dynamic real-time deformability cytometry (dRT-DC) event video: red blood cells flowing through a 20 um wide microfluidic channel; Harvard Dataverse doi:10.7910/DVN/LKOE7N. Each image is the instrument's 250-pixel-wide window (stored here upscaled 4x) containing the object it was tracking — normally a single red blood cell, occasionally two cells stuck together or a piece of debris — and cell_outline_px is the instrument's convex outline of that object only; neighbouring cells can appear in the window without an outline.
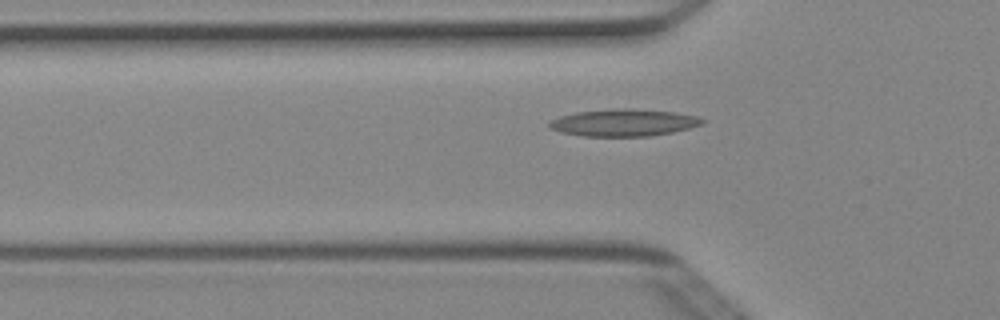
{"species": "Egyptian fruit bat (a non-hibernating species)", "species_latin": "Rousettus aegyptiacus", "temperature_condition": "cold", "stored_images_in_passage": 36, "segment_of_instrument_passage": [1, 2], "camera_frame_rate_fps": 3000, "um_per_image_px": 0.085, "animal": {"sex": "female"}, "frame": {"image": 1, "passage_image": 8, "time_ms": 2.333, "image_size_px": [1000, 320], "cell_outline_px": [[704, 120], [700, 124], [688, 128], [672, 132], [652, 136], [580, 136], [560, 132], [548, 128], [548, 124], [552, 120], [560, 116], [576, 112], [612, 108], [632, 108], [676, 112], [696, 116]], "centroid_in_image_um": [52.96, 10.42], "position_along_channel_um": 72.8, "area_um2": 24.22}}
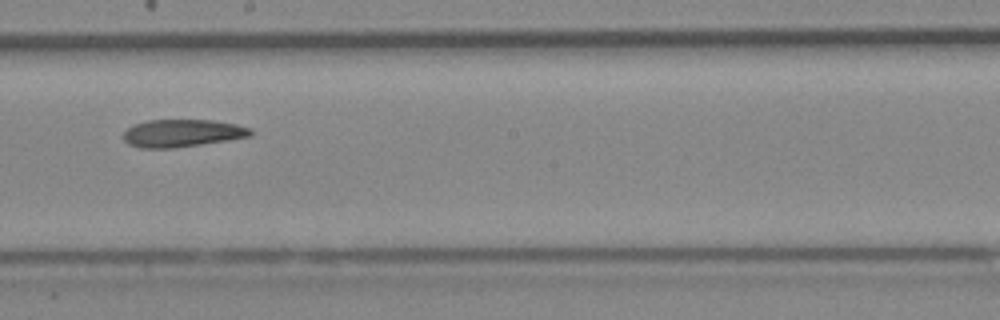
{"frame": {"image": 2, "passage_image": 20, "time_ms": 6.333, "image_size_px": [1000, 320], "cell_outline_px": [[252, 136], [228, 140], [172, 148], [140, 148], [128, 144], [124, 140], [124, 132], [132, 124], [148, 120], [212, 120], [236, 124], [252, 128]], "centroid_in_image_um": [15.49, 11.31], "position_along_channel_um": 232.7, "area_um2": 20.46}}
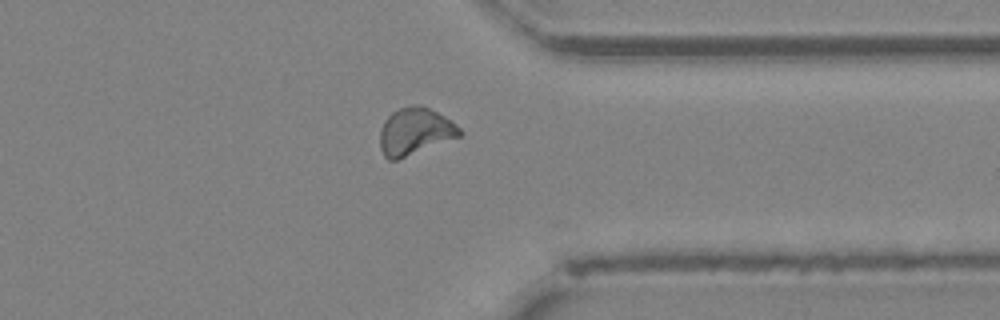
{"frame": {"image": 3, "passage_image": 31, "time_ms": 10.0, "image_size_px": [1000, 320], "cell_outline_px": [[464, 132], [460, 136], [396, 160], [388, 160], [384, 156], [380, 148], [380, 132], [384, 120], [392, 112], [408, 104], [420, 104], [444, 116], [456, 124]], "centroid_in_image_um": [35.26, 11.15], "position_along_channel_um": 376.1, "area_um2": 21.79}}